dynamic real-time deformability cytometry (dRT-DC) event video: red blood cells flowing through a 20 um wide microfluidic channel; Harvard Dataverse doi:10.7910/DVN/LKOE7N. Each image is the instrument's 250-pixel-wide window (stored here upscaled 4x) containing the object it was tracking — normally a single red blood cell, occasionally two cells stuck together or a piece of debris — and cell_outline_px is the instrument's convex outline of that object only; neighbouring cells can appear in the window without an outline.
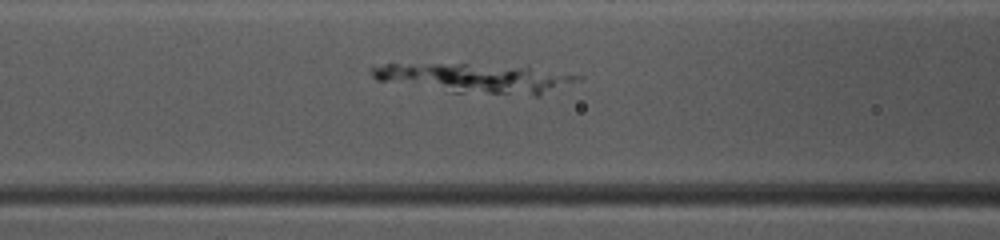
{"species": "common noctule bat (a hibernating species)", "species_latin": "Nyctalus noctula", "temperature_condition": "warm", "stored_images_in_passage": 32, "camera_frame_rate_fps": 3000, "um_per_image_px": 0.085, "animal": {"sex": "female", "body_mass_g": 10.0, "forearm_length_mm": 53.1}, "frame": {"image": 1, "passage_image": 4, "time_ms": 1.0, "image_size_px": [1000, 240], "cell_outline_px": [[584, 76], [540, 96], [536, 96], [452, 92], [376, 80], [372, 76], [368, 68], [384, 64], [468, 64], [528, 68]], "centroid_in_image_um": [40.29, 6.66], "position_along_channel_um": 126.3, "area_um2": 34.51}}
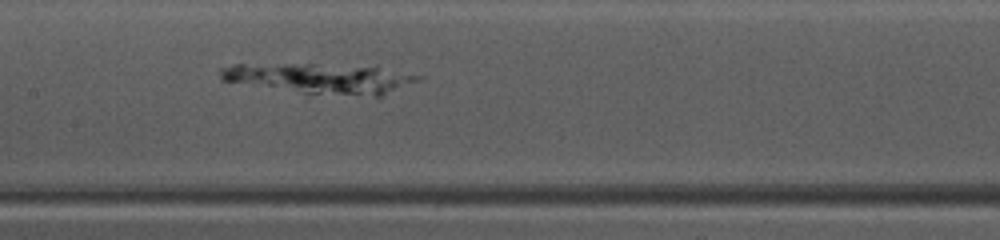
{"frame": {"image": 2, "passage_image": 8, "time_ms": 2.333, "image_size_px": [1000, 240], "cell_outline_px": [[424, 76], [420, 80], [380, 96], [376, 96], [304, 92], [220, 80], [220, 68], [236, 64], [376, 64]], "centroid_in_image_um": [27.38, 6.61], "position_along_channel_um": 180.0, "area_um2": 34.91}}